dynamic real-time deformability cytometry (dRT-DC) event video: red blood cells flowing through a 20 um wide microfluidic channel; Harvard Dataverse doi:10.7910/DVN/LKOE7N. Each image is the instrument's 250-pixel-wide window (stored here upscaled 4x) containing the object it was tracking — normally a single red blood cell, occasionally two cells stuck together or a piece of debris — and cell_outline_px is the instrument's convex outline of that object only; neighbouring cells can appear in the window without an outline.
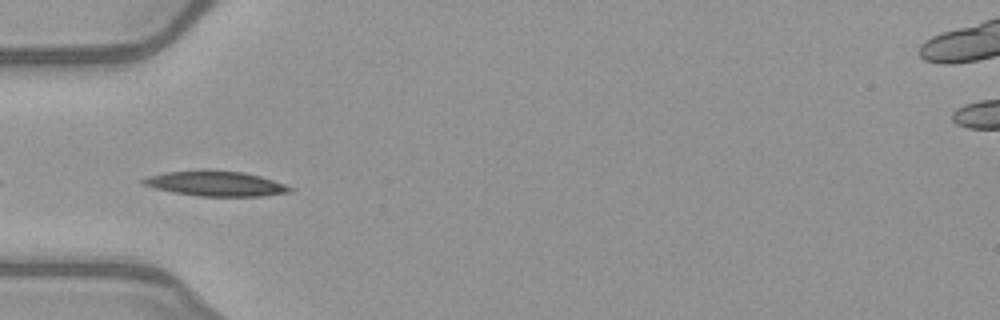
{"species": "common noctule bat (a hibernating species)", "species_latin": "Nyctalus noctula", "temperature_condition": "warm", "stored_images_in_passage": 15, "camera_frame_rate_fps": 3000, "um_per_image_px": 0.085, "animal": {"sex": "female", "body_mass_g": 21.9}, "frame": {"image": 1, "passage_image": 3, "time_ms": 0.667, "image_size_px": [1000, 320], "cell_outline_px": [[292, 192], [264, 196], [200, 196], [176, 192], [156, 188], [144, 184], [140, 180], [148, 176], [164, 172], [204, 168], [208, 168], [244, 172], [260, 176], [284, 184], [292, 188]], "centroid_in_image_um": [18.34, 15.57], "position_along_channel_um": 66.7, "area_um2": 21.68}}